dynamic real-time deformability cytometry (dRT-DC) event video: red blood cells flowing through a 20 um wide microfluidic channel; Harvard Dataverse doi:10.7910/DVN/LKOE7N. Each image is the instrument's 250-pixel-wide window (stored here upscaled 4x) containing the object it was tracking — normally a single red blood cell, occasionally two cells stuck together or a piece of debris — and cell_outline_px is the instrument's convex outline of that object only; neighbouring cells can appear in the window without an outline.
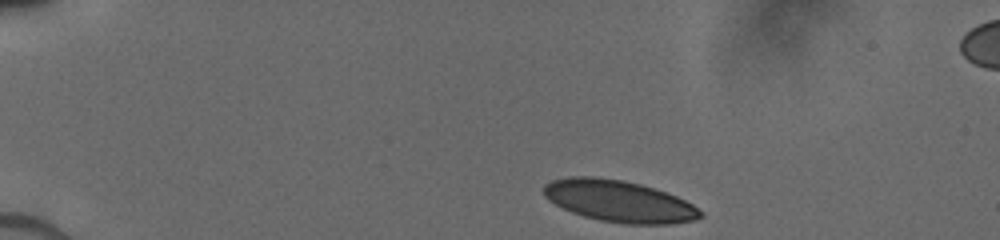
{"species": "human", "species_latin": "Homo sapiens", "temperature_condition": "cold", "stored_images_in_passage": 52, "camera_frame_rate_fps": 3000, "um_per_image_px": 0.085, "donor": {"sex": "male"}, "frame": {"image": 1, "passage_image": 1, "time_ms": 0.0, "image_size_px": [1000, 240], "cell_outline_px": [[704, 216], [692, 220], [672, 224], [624, 224], [600, 220], [584, 216], [572, 212], [548, 200], [544, 196], [544, 184], [552, 180], [568, 176], [592, 176], [624, 180], [640, 184], [676, 196], [692, 204], [704, 212]], "centroid_in_image_um": [52.61, 17.1], "position_along_channel_um": 32.4, "area_um2": 37.97}}
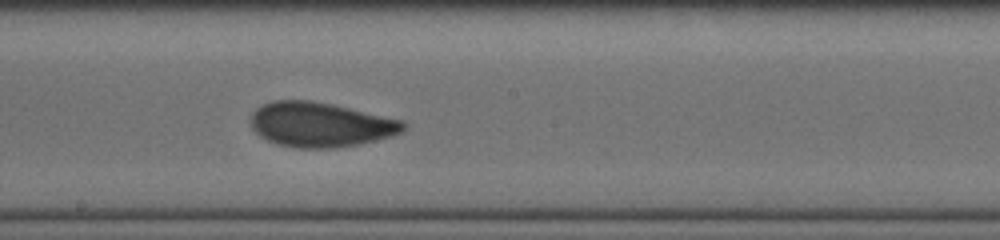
{"frame": {"image": 2, "passage_image": 26, "time_ms": 6.667, "image_size_px": [1000, 240], "cell_outline_px": [[408, 124], [404, 132], [392, 136], [356, 144], [332, 148], [296, 148], [276, 144], [260, 136], [252, 128], [252, 112], [256, 108], [272, 100], [312, 100], [332, 104], [404, 120]], "centroid_in_image_um": [27.26, 10.58], "position_along_channel_um": 220.9, "area_um2": 39.82}}
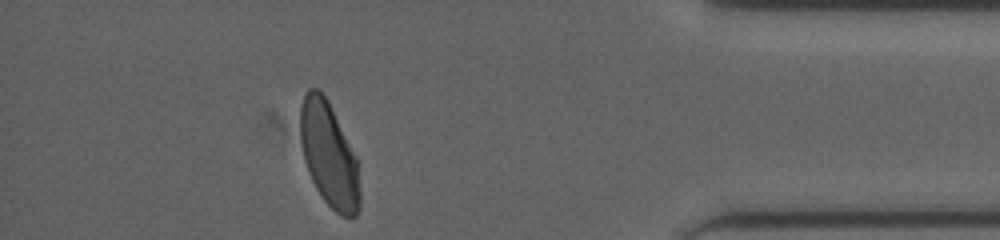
{"frame": {"image": 3, "passage_image": 46, "time_ms": 12.0, "image_size_px": [1000, 240], "cell_outline_px": [[360, 208], [356, 216], [352, 220], [348, 220], [340, 216], [324, 200], [316, 188], [308, 172], [304, 160], [300, 140], [300, 104], [308, 88], [316, 88], [328, 100], [360, 164]], "centroid_in_image_um": [28.0, 13.21], "position_along_channel_um": 407.2, "area_um2": 36.88}}